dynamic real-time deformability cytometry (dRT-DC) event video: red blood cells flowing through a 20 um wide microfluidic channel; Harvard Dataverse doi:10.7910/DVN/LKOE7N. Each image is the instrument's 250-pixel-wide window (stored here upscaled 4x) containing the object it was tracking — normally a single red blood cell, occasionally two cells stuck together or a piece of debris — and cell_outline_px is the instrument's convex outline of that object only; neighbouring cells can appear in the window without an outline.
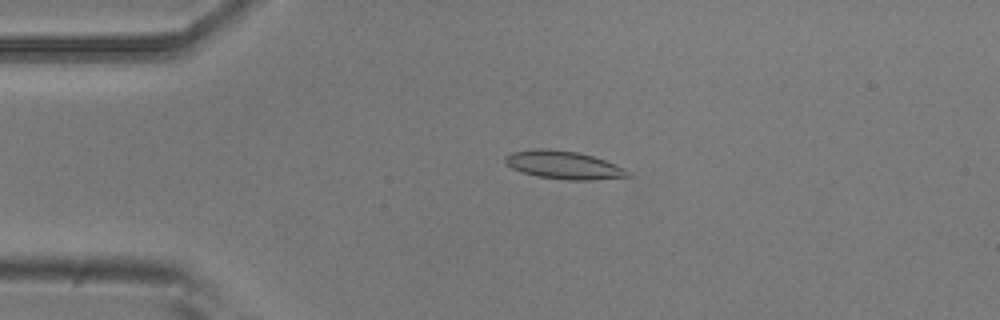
{"species": "common noctule bat (a hibernating species)", "species_latin": "Nyctalus noctula", "temperature_condition": "room temperature", "stored_images_in_passage": 47, "camera_frame_rate_fps": 3000, "um_per_image_px": 0.085, "animal": {"sex": "male", "body_mass_g": 20.5, "forearm_length_mm": 52.5}, "frame": {"image": 1, "passage_image": 12, "time_ms": 3.667, "image_size_px": [1000, 320], "cell_outline_px": [[632, 176], [592, 180], [568, 180], [540, 176], [524, 172], [512, 168], [504, 164], [504, 156], [512, 152], [536, 148], [544, 148], [576, 152], [592, 156], [616, 164], [624, 168]], "centroid_in_image_um": [47.89, 14.02], "position_along_channel_um": 37.1, "area_um2": 19.88}}
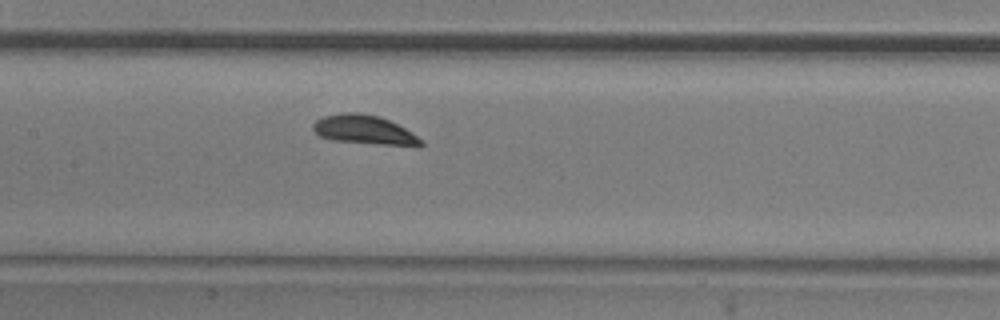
{"frame": {"image": 2, "passage_image": 26, "time_ms": 8.333, "image_size_px": [1000, 320], "cell_outline_px": [[424, 144], [420, 148], [332, 140], [320, 136], [312, 128], [312, 124], [316, 120], [324, 116], [340, 112], [360, 112], [380, 116], [412, 132]], "centroid_in_image_um": [30.99, 11.04], "position_along_channel_um": 176.4, "area_um2": 18.55}}
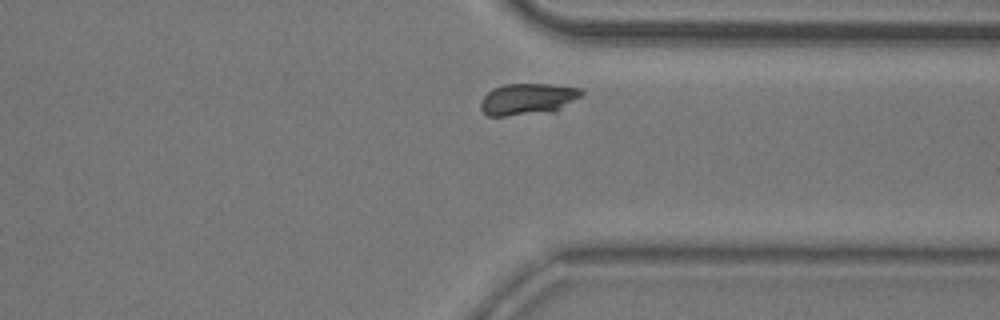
{"frame": {"image": 3, "passage_image": 42, "time_ms": 13.667, "image_size_px": [1000, 320], "cell_outline_px": [[584, 92], [580, 96], [556, 112], [504, 116], [488, 116], [480, 108], [480, 104], [484, 96], [492, 88], [504, 84], [548, 84], [580, 88]], "centroid_in_image_um": [44.85, 8.43], "position_along_channel_um": 366.6, "area_um2": 18.61}}